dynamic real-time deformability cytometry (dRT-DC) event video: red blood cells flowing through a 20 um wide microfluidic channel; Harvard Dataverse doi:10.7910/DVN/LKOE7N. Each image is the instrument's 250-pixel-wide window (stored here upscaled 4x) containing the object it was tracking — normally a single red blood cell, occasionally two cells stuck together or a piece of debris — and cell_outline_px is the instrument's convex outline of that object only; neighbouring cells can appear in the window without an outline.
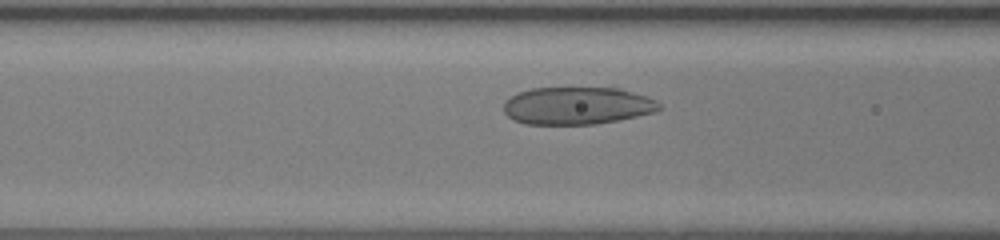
{"species": "human", "species_latin": "Homo sapiens", "temperature_condition": "room temperature", "stored_images_in_passage": 29, "camera_frame_rate_fps": 3000, "um_per_image_px": 0.085, "donor": {"sex": "female"}, "frame": {"image": 1, "passage_image": 9, "time_ms": 2.667, "image_size_px": [1000, 240], "cell_outline_px": [[660, 108], [656, 112], [596, 124], [524, 124], [508, 116], [504, 112], [504, 104], [512, 96], [520, 92], [532, 88], [620, 88], [656, 100], [660, 104]], "centroid_in_image_um": [49.06, 8.99], "position_along_channel_um": 117.5, "area_um2": 33.64}}
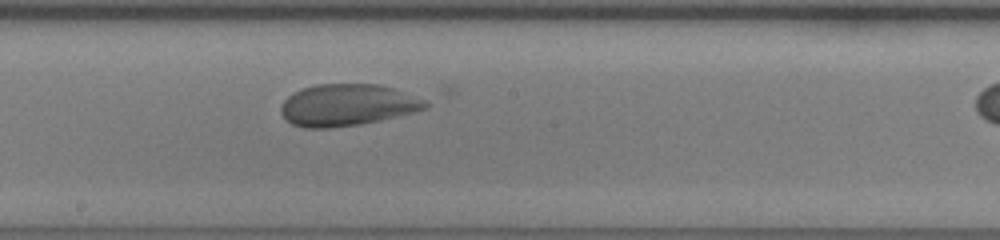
{"frame": {"image": 2, "passage_image": 16, "time_ms": 5.0, "image_size_px": [1000, 240], "cell_outline_px": [[428, 108], [380, 120], [360, 124], [328, 128], [304, 128], [292, 124], [280, 112], [280, 108], [284, 100], [292, 92], [300, 88], [316, 84], [380, 84], [392, 88], [424, 100], [428, 104]], "centroid_in_image_um": [29.46, 8.92], "position_along_channel_um": 218.7, "area_um2": 34.97}}
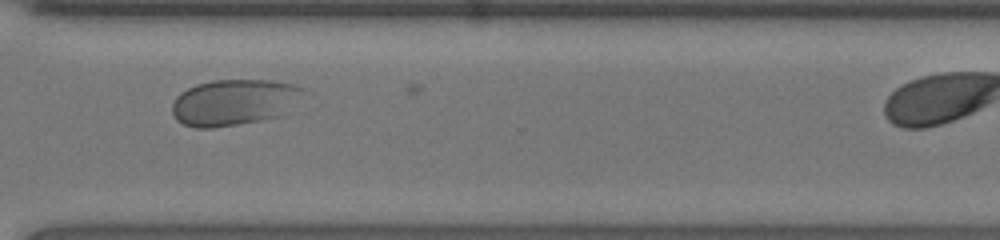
{"frame": {"image": 3, "passage_image": 25, "time_ms": 8.0, "image_size_px": [1000, 240], "cell_outline_px": [[304, 88], [280, 116], [260, 120], [212, 128], [196, 128], [184, 124], [176, 120], [172, 112], [172, 104], [176, 96], [180, 92], [196, 84], [212, 80], [272, 80], [292, 84]], "centroid_in_image_um": [19.77, 8.69], "position_along_channel_um": 350.8, "area_um2": 34.62}}